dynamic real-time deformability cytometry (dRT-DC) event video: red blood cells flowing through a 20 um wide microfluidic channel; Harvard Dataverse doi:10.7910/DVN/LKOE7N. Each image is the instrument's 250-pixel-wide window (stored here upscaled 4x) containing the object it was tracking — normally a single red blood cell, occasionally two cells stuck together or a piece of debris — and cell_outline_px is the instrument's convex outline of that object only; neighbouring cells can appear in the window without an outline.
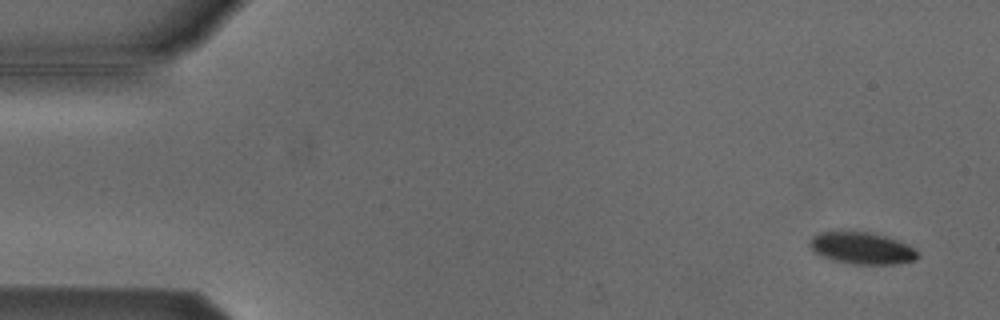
{"species": "Egyptian fruit bat (a non-hibernating species)", "species_latin": "Rousettus aegyptiacus", "temperature_condition": "cold", "stored_images_in_passage": 19, "camera_frame_rate_fps": 3000, "um_per_image_px": 0.085, "animal": {"sex": "male"}, "frame": {"image": 1, "passage_image": 3, "time_ms": 0.667, "image_size_px": [1000, 320], "cell_outline_px": [[920, 256], [916, 260], [892, 264], [852, 264], [832, 260], [820, 256], [812, 252], [808, 244], [808, 240], [812, 236], [820, 232], [868, 232], [884, 236], [908, 244], [916, 248]], "centroid_in_image_um": [73.23, 21.1], "position_along_channel_um": 11.8, "area_um2": 20.23}}
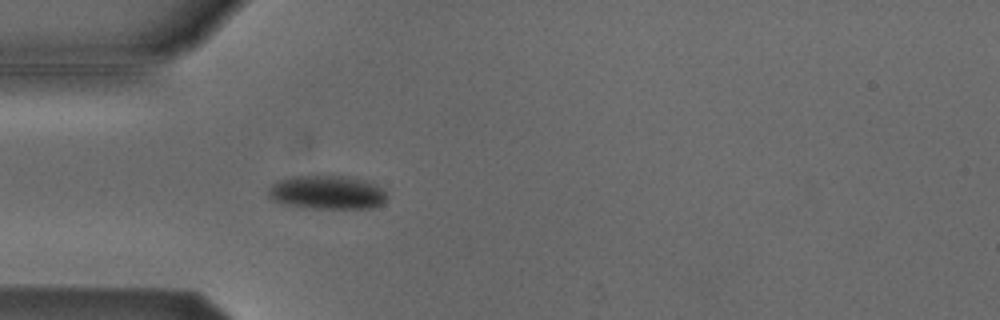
{"frame": {"image": 2, "passage_image": 16, "time_ms": 5.0, "image_size_px": [1000, 320], "cell_outline_px": [[384, 204], [376, 208], [308, 208], [280, 204], [272, 200], [268, 196], [268, 188], [276, 180], [288, 176], [348, 176], [364, 180], [376, 184], [384, 188]], "centroid_in_image_um": [27.76, 16.35], "position_along_channel_um": 57.2, "area_um2": 23.7}}